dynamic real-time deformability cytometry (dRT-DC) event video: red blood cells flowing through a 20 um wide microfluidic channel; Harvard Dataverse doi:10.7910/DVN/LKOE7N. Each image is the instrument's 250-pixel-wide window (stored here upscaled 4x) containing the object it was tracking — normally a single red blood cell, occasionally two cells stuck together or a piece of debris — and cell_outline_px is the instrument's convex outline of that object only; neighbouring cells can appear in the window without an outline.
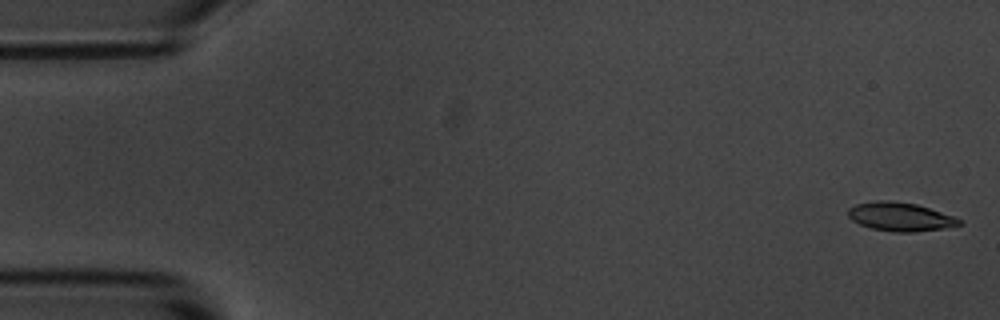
{"species": "common noctule bat (a hibernating species)", "species_latin": "Nyctalus noctula", "temperature_condition": "room temperature", "stored_images_in_passage": 4, "camera_frame_rate_fps": 3000, "um_per_image_px": 0.085, "animal": {"sex": "male", "body_mass_g": 20.1, "forearm_length_mm": 53.5}, "frame": {"image": 1, "passage_image": 1, "time_ms": 0.0, "image_size_px": [1000, 320], "cell_outline_px": [[964, 224], [944, 228], [912, 232], [892, 232], [872, 228], [860, 224], [852, 220], [848, 216], [848, 208], [856, 204], [876, 200], [888, 200], [916, 204], [956, 216]], "centroid_in_image_um": [76.53, 18.42], "position_along_channel_um": 8.5, "area_um2": 18.61}}
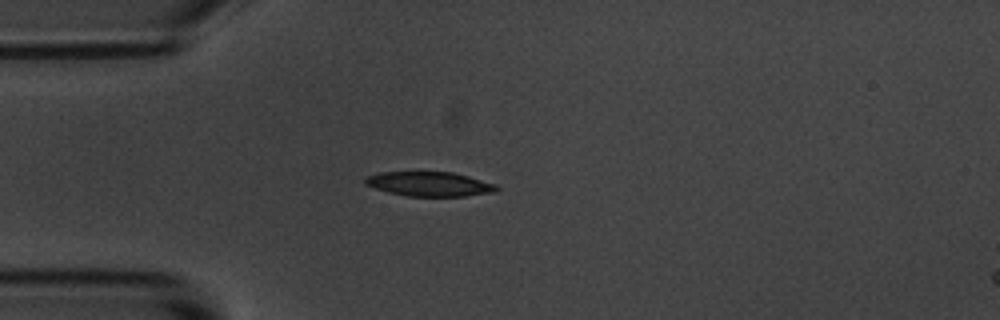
{"frame": {"image": 2, "passage_image": 4, "time_ms": 4.333, "image_size_px": [1000, 320], "cell_outline_px": [[500, 188], [496, 192], [464, 196], [408, 196], [388, 192], [364, 184], [364, 176], [380, 172], [452, 172], [468, 176], [496, 184]], "centroid_in_image_um": [36.5, 15.64], "position_along_channel_um": 48.5, "area_um2": 18.79}}